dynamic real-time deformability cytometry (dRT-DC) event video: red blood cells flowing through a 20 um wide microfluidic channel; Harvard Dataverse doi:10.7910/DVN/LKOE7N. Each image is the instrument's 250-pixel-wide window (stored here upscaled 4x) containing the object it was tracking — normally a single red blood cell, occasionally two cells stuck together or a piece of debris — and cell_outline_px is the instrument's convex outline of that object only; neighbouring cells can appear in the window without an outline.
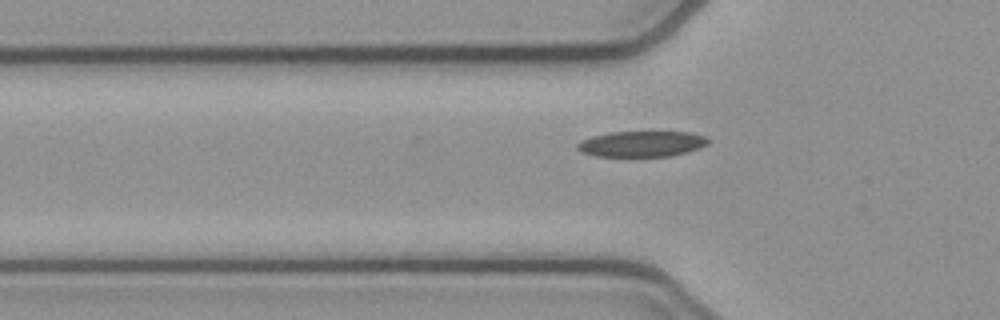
{"species": "common noctule bat (a hibernating species)", "species_latin": "Nyctalus noctula", "temperature_condition": "cold", "stored_images_in_passage": 36, "camera_frame_rate_fps": 3000, "um_per_image_px": 0.085, "animal": {"sex": "female", "body_mass_g": 21.9}, "frame": {"image": 1, "passage_image": 3, "time_ms": 0.667, "image_size_px": [1000, 320], "cell_outline_px": [[708, 144], [700, 148], [688, 152], [668, 156], [596, 156], [580, 152], [576, 148], [576, 144], [580, 140], [592, 136], [612, 132], [692, 132], [708, 136]], "centroid_in_image_um": [54.55, 12.22], "position_along_channel_um": 71.2, "area_um2": 19.77}}
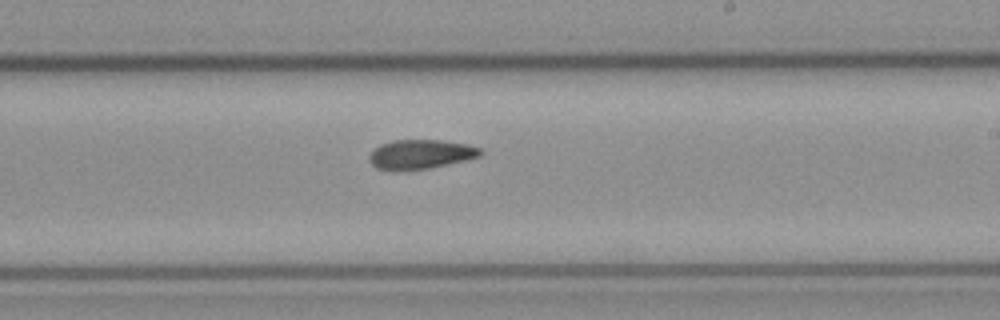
{"frame": {"image": 2, "passage_image": 17, "time_ms": 5.333, "image_size_px": [1000, 320], "cell_outline_px": [[484, 152], [480, 156], [448, 164], [428, 168], [376, 168], [368, 160], [368, 156], [372, 148], [380, 144], [392, 140], [440, 140], [468, 144], [480, 148]], "centroid_in_image_um": [35.75, 13.07], "position_along_channel_um": 253.2, "area_um2": 18.61}}
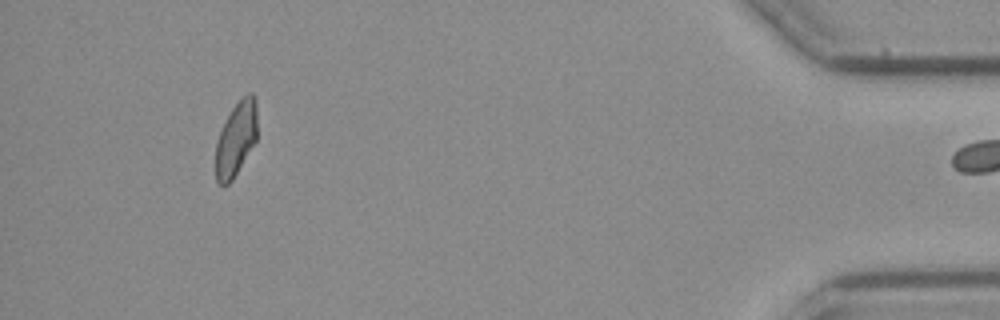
{"frame": {"image": 3, "passage_image": 35, "time_ms": 11.333, "image_size_px": [1000, 320], "cell_outline_px": [[256, 140], [232, 180], [228, 184], [220, 184], [216, 180], [216, 140], [232, 108], [248, 92], [252, 92], [256, 104]], "centroid_in_image_um": [20.06, 11.81], "position_along_channel_um": 415.1, "area_um2": 17.51}}